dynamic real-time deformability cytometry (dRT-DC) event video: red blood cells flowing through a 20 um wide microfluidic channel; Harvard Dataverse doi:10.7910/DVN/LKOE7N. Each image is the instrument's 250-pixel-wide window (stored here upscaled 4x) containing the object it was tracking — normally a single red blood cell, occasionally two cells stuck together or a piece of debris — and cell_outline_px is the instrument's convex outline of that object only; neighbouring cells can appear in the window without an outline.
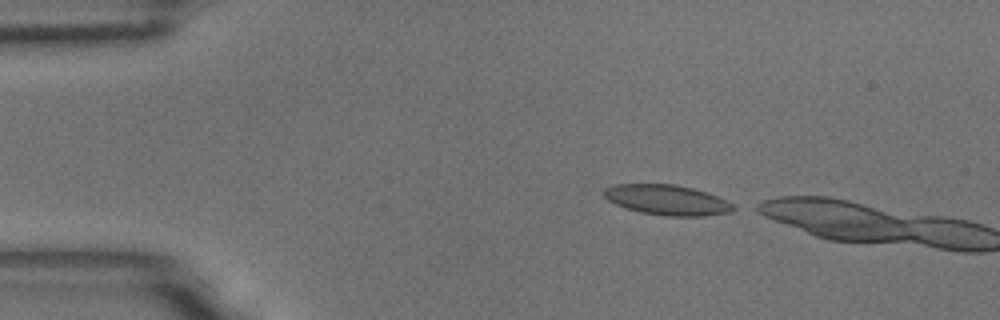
{"species": "common noctule bat (a hibernating species)", "species_latin": "Nyctalus noctula", "temperature_condition": "room temperature", "stored_images_in_passage": 37, "camera_frame_rate_fps": 3000, "um_per_image_px": 0.085, "animal": {"sex": "male", "body_mass_g": 18.8}, "frame": {"image": 1, "passage_image": 1, "time_ms": 0.0, "image_size_px": [1000, 320], "cell_outline_px": [[740, 208], [732, 212], [704, 216], [664, 216], [640, 212], [616, 204], [608, 200], [600, 192], [604, 188], [616, 184], [672, 184], [692, 188], [728, 200], [736, 204]], "centroid_in_image_um": [56.75, 17.0], "position_along_channel_um": 28.3, "area_um2": 23.0}}
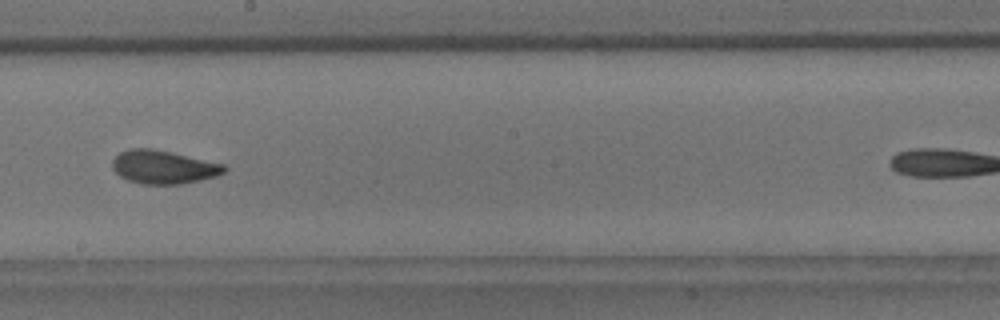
{"frame": {"image": 2, "passage_image": 23, "time_ms": 7.333, "image_size_px": [1000, 320], "cell_outline_px": [[228, 168], [224, 172], [216, 176], [200, 180], [180, 184], [144, 184], [128, 180], [120, 176], [112, 168], [112, 160], [120, 152], [128, 148], [152, 148], [224, 164]], "centroid_in_image_um": [13.88, 14.19], "position_along_channel_um": 234.3, "area_um2": 21.68}}
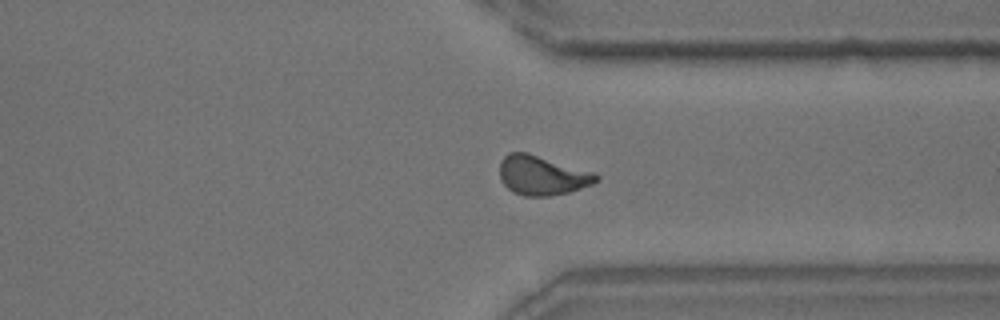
{"frame": {"image": 3, "passage_image": 34, "time_ms": 11.0, "image_size_px": [1000, 320], "cell_outline_px": [[600, 180], [592, 184], [568, 192], [548, 196], [524, 196], [512, 192], [500, 180], [500, 160], [508, 152], [528, 152], [596, 172], [600, 176]], "centroid_in_image_um": [46.09, 14.89], "position_along_channel_um": 365.3, "area_um2": 22.48}}